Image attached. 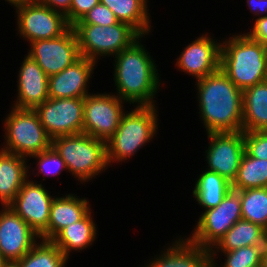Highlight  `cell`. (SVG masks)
<instances>
[{
	"instance_id": "1",
	"label": "cell",
	"mask_w": 267,
	"mask_h": 267,
	"mask_svg": "<svg viewBox=\"0 0 267 267\" xmlns=\"http://www.w3.org/2000/svg\"><path fill=\"white\" fill-rule=\"evenodd\" d=\"M196 81L207 133L243 131L242 90L220 68Z\"/></svg>"
},
{
	"instance_id": "2",
	"label": "cell",
	"mask_w": 267,
	"mask_h": 267,
	"mask_svg": "<svg viewBox=\"0 0 267 267\" xmlns=\"http://www.w3.org/2000/svg\"><path fill=\"white\" fill-rule=\"evenodd\" d=\"M137 39L115 56L114 81L117 96L138 106H154L159 84L157 66Z\"/></svg>"
},
{
	"instance_id": "3",
	"label": "cell",
	"mask_w": 267,
	"mask_h": 267,
	"mask_svg": "<svg viewBox=\"0 0 267 267\" xmlns=\"http://www.w3.org/2000/svg\"><path fill=\"white\" fill-rule=\"evenodd\" d=\"M220 69L242 91L261 83L267 74V48L247 34L231 37L221 43Z\"/></svg>"
},
{
	"instance_id": "4",
	"label": "cell",
	"mask_w": 267,
	"mask_h": 267,
	"mask_svg": "<svg viewBox=\"0 0 267 267\" xmlns=\"http://www.w3.org/2000/svg\"><path fill=\"white\" fill-rule=\"evenodd\" d=\"M66 163L67 169L82 182H88L108 167L106 142L85 133L59 136L51 145Z\"/></svg>"
},
{
	"instance_id": "5",
	"label": "cell",
	"mask_w": 267,
	"mask_h": 267,
	"mask_svg": "<svg viewBox=\"0 0 267 267\" xmlns=\"http://www.w3.org/2000/svg\"><path fill=\"white\" fill-rule=\"evenodd\" d=\"M157 110L154 106H137L124 113L116 132L106 142L108 165L132 156L156 133Z\"/></svg>"
},
{
	"instance_id": "6",
	"label": "cell",
	"mask_w": 267,
	"mask_h": 267,
	"mask_svg": "<svg viewBox=\"0 0 267 267\" xmlns=\"http://www.w3.org/2000/svg\"><path fill=\"white\" fill-rule=\"evenodd\" d=\"M80 56L96 62L98 56H116L142 36L130 25L118 22L109 26L75 24Z\"/></svg>"
},
{
	"instance_id": "7",
	"label": "cell",
	"mask_w": 267,
	"mask_h": 267,
	"mask_svg": "<svg viewBox=\"0 0 267 267\" xmlns=\"http://www.w3.org/2000/svg\"><path fill=\"white\" fill-rule=\"evenodd\" d=\"M5 119L7 142L1 149L26 158L51 147L52 139L34 109L13 107Z\"/></svg>"
},
{
	"instance_id": "8",
	"label": "cell",
	"mask_w": 267,
	"mask_h": 267,
	"mask_svg": "<svg viewBox=\"0 0 267 267\" xmlns=\"http://www.w3.org/2000/svg\"><path fill=\"white\" fill-rule=\"evenodd\" d=\"M241 219V191L231 189L217 207L202 213L189 239L201 247L211 249Z\"/></svg>"
},
{
	"instance_id": "9",
	"label": "cell",
	"mask_w": 267,
	"mask_h": 267,
	"mask_svg": "<svg viewBox=\"0 0 267 267\" xmlns=\"http://www.w3.org/2000/svg\"><path fill=\"white\" fill-rule=\"evenodd\" d=\"M15 7L18 14V32L30 43L57 38L71 27L62 13L36 0H27Z\"/></svg>"
},
{
	"instance_id": "10",
	"label": "cell",
	"mask_w": 267,
	"mask_h": 267,
	"mask_svg": "<svg viewBox=\"0 0 267 267\" xmlns=\"http://www.w3.org/2000/svg\"><path fill=\"white\" fill-rule=\"evenodd\" d=\"M34 110L51 139L83 133L84 98H48Z\"/></svg>"
},
{
	"instance_id": "11",
	"label": "cell",
	"mask_w": 267,
	"mask_h": 267,
	"mask_svg": "<svg viewBox=\"0 0 267 267\" xmlns=\"http://www.w3.org/2000/svg\"><path fill=\"white\" fill-rule=\"evenodd\" d=\"M122 104L118 96L106 93L85 96L83 133L107 142L120 125Z\"/></svg>"
},
{
	"instance_id": "12",
	"label": "cell",
	"mask_w": 267,
	"mask_h": 267,
	"mask_svg": "<svg viewBox=\"0 0 267 267\" xmlns=\"http://www.w3.org/2000/svg\"><path fill=\"white\" fill-rule=\"evenodd\" d=\"M30 46L28 55L48 77L63 71L81 57L73 27L57 38L37 40Z\"/></svg>"
},
{
	"instance_id": "13",
	"label": "cell",
	"mask_w": 267,
	"mask_h": 267,
	"mask_svg": "<svg viewBox=\"0 0 267 267\" xmlns=\"http://www.w3.org/2000/svg\"><path fill=\"white\" fill-rule=\"evenodd\" d=\"M207 135L211 142L206 151L208 170L216 172L232 184L245 153L244 132L208 133Z\"/></svg>"
},
{
	"instance_id": "14",
	"label": "cell",
	"mask_w": 267,
	"mask_h": 267,
	"mask_svg": "<svg viewBox=\"0 0 267 267\" xmlns=\"http://www.w3.org/2000/svg\"><path fill=\"white\" fill-rule=\"evenodd\" d=\"M52 201L42 184L26 180L9 207L40 235L48 227Z\"/></svg>"
},
{
	"instance_id": "15",
	"label": "cell",
	"mask_w": 267,
	"mask_h": 267,
	"mask_svg": "<svg viewBox=\"0 0 267 267\" xmlns=\"http://www.w3.org/2000/svg\"><path fill=\"white\" fill-rule=\"evenodd\" d=\"M38 237L39 234L11 207L4 206L0 211V253L5 260H20L32 249Z\"/></svg>"
},
{
	"instance_id": "16",
	"label": "cell",
	"mask_w": 267,
	"mask_h": 267,
	"mask_svg": "<svg viewBox=\"0 0 267 267\" xmlns=\"http://www.w3.org/2000/svg\"><path fill=\"white\" fill-rule=\"evenodd\" d=\"M221 44L203 35L189 44L177 59L179 69L201 79L220 68Z\"/></svg>"
},
{
	"instance_id": "17",
	"label": "cell",
	"mask_w": 267,
	"mask_h": 267,
	"mask_svg": "<svg viewBox=\"0 0 267 267\" xmlns=\"http://www.w3.org/2000/svg\"><path fill=\"white\" fill-rule=\"evenodd\" d=\"M95 64V61L81 56L63 71L49 76V98H84L89 95L86 86Z\"/></svg>"
},
{
	"instance_id": "18",
	"label": "cell",
	"mask_w": 267,
	"mask_h": 267,
	"mask_svg": "<svg viewBox=\"0 0 267 267\" xmlns=\"http://www.w3.org/2000/svg\"><path fill=\"white\" fill-rule=\"evenodd\" d=\"M18 98L13 107L35 109L49 98V77L28 54L18 75Z\"/></svg>"
},
{
	"instance_id": "19",
	"label": "cell",
	"mask_w": 267,
	"mask_h": 267,
	"mask_svg": "<svg viewBox=\"0 0 267 267\" xmlns=\"http://www.w3.org/2000/svg\"><path fill=\"white\" fill-rule=\"evenodd\" d=\"M147 267H212L211 250L187 240L175 241Z\"/></svg>"
},
{
	"instance_id": "20",
	"label": "cell",
	"mask_w": 267,
	"mask_h": 267,
	"mask_svg": "<svg viewBox=\"0 0 267 267\" xmlns=\"http://www.w3.org/2000/svg\"><path fill=\"white\" fill-rule=\"evenodd\" d=\"M88 202L73 194L53 198L48 227L39 235L40 239L52 240L63 228L81 220L89 211Z\"/></svg>"
},
{
	"instance_id": "21",
	"label": "cell",
	"mask_w": 267,
	"mask_h": 267,
	"mask_svg": "<svg viewBox=\"0 0 267 267\" xmlns=\"http://www.w3.org/2000/svg\"><path fill=\"white\" fill-rule=\"evenodd\" d=\"M27 158L0 150V202L9 206L27 180Z\"/></svg>"
},
{
	"instance_id": "22",
	"label": "cell",
	"mask_w": 267,
	"mask_h": 267,
	"mask_svg": "<svg viewBox=\"0 0 267 267\" xmlns=\"http://www.w3.org/2000/svg\"><path fill=\"white\" fill-rule=\"evenodd\" d=\"M243 132L267 131V83L242 91Z\"/></svg>"
},
{
	"instance_id": "23",
	"label": "cell",
	"mask_w": 267,
	"mask_h": 267,
	"mask_svg": "<svg viewBox=\"0 0 267 267\" xmlns=\"http://www.w3.org/2000/svg\"><path fill=\"white\" fill-rule=\"evenodd\" d=\"M266 238L267 231L261 226L244 219L238 220L210 249L211 259L214 261L213 256L216 254L213 248L229 252L244 246H264Z\"/></svg>"
},
{
	"instance_id": "24",
	"label": "cell",
	"mask_w": 267,
	"mask_h": 267,
	"mask_svg": "<svg viewBox=\"0 0 267 267\" xmlns=\"http://www.w3.org/2000/svg\"><path fill=\"white\" fill-rule=\"evenodd\" d=\"M89 211L81 220L63 228L51 241L69 258L71 250H82L92 245L96 237V226Z\"/></svg>"
},
{
	"instance_id": "25",
	"label": "cell",
	"mask_w": 267,
	"mask_h": 267,
	"mask_svg": "<svg viewBox=\"0 0 267 267\" xmlns=\"http://www.w3.org/2000/svg\"><path fill=\"white\" fill-rule=\"evenodd\" d=\"M108 7L119 22L133 27L142 37L149 33L147 0H100Z\"/></svg>"
},
{
	"instance_id": "26",
	"label": "cell",
	"mask_w": 267,
	"mask_h": 267,
	"mask_svg": "<svg viewBox=\"0 0 267 267\" xmlns=\"http://www.w3.org/2000/svg\"><path fill=\"white\" fill-rule=\"evenodd\" d=\"M231 189V183L224 177L207 170L199 176L193 195L198 203L207 210L217 207Z\"/></svg>"
},
{
	"instance_id": "27",
	"label": "cell",
	"mask_w": 267,
	"mask_h": 267,
	"mask_svg": "<svg viewBox=\"0 0 267 267\" xmlns=\"http://www.w3.org/2000/svg\"><path fill=\"white\" fill-rule=\"evenodd\" d=\"M231 185L236 191L267 188V159L252 157L245 151L237 176Z\"/></svg>"
},
{
	"instance_id": "28",
	"label": "cell",
	"mask_w": 267,
	"mask_h": 267,
	"mask_svg": "<svg viewBox=\"0 0 267 267\" xmlns=\"http://www.w3.org/2000/svg\"><path fill=\"white\" fill-rule=\"evenodd\" d=\"M67 260L51 240L42 239V242L38 245L35 243L19 261L21 267H65Z\"/></svg>"
},
{
	"instance_id": "29",
	"label": "cell",
	"mask_w": 267,
	"mask_h": 267,
	"mask_svg": "<svg viewBox=\"0 0 267 267\" xmlns=\"http://www.w3.org/2000/svg\"><path fill=\"white\" fill-rule=\"evenodd\" d=\"M242 219L267 231V188L241 190Z\"/></svg>"
},
{
	"instance_id": "30",
	"label": "cell",
	"mask_w": 267,
	"mask_h": 267,
	"mask_svg": "<svg viewBox=\"0 0 267 267\" xmlns=\"http://www.w3.org/2000/svg\"><path fill=\"white\" fill-rule=\"evenodd\" d=\"M264 246H244L229 252L226 255L225 263L222 267H262ZM212 267L215 261H212Z\"/></svg>"
},
{
	"instance_id": "31",
	"label": "cell",
	"mask_w": 267,
	"mask_h": 267,
	"mask_svg": "<svg viewBox=\"0 0 267 267\" xmlns=\"http://www.w3.org/2000/svg\"><path fill=\"white\" fill-rule=\"evenodd\" d=\"M31 157L38 158L39 172L44 175L60 174L64 168L67 169L66 163L52 146Z\"/></svg>"
},
{
	"instance_id": "32",
	"label": "cell",
	"mask_w": 267,
	"mask_h": 267,
	"mask_svg": "<svg viewBox=\"0 0 267 267\" xmlns=\"http://www.w3.org/2000/svg\"><path fill=\"white\" fill-rule=\"evenodd\" d=\"M244 142L250 156L267 159V131L244 132Z\"/></svg>"
},
{
	"instance_id": "33",
	"label": "cell",
	"mask_w": 267,
	"mask_h": 267,
	"mask_svg": "<svg viewBox=\"0 0 267 267\" xmlns=\"http://www.w3.org/2000/svg\"><path fill=\"white\" fill-rule=\"evenodd\" d=\"M118 22L119 21L115 17L114 13L104 4L99 2L76 24H95L101 26H109Z\"/></svg>"
},
{
	"instance_id": "34",
	"label": "cell",
	"mask_w": 267,
	"mask_h": 267,
	"mask_svg": "<svg viewBox=\"0 0 267 267\" xmlns=\"http://www.w3.org/2000/svg\"><path fill=\"white\" fill-rule=\"evenodd\" d=\"M100 0H72L70 12L65 16L68 24L72 27L88 13Z\"/></svg>"
},
{
	"instance_id": "35",
	"label": "cell",
	"mask_w": 267,
	"mask_h": 267,
	"mask_svg": "<svg viewBox=\"0 0 267 267\" xmlns=\"http://www.w3.org/2000/svg\"><path fill=\"white\" fill-rule=\"evenodd\" d=\"M247 35L267 48V16H259L254 22L252 31L248 32Z\"/></svg>"
},
{
	"instance_id": "36",
	"label": "cell",
	"mask_w": 267,
	"mask_h": 267,
	"mask_svg": "<svg viewBox=\"0 0 267 267\" xmlns=\"http://www.w3.org/2000/svg\"><path fill=\"white\" fill-rule=\"evenodd\" d=\"M36 1L43 3L46 6L50 7L52 10L62 13L64 16H66L70 12L72 0H36Z\"/></svg>"
},
{
	"instance_id": "37",
	"label": "cell",
	"mask_w": 267,
	"mask_h": 267,
	"mask_svg": "<svg viewBox=\"0 0 267 267\" xmlns=\"http://www.w3.org/2000/svg\"><path fill=\"white\" fill-rule=\"evenodd\" d=\"M248 7L251 12H255L254 15H264L267 16V0H247Z\"/></svg>"
},
{
	"instance_id": "38",
	"label": "cell",
	"mask_w": 267,
	"mask_h": 267,
	"mask_svg": "<svg viewBox=\"0 0 267 267\" xmlns=\"http://www.w3.org/2000/svg\"><path fill=\"white\" fill-rule=\"evenodd\" d=\"M2 267H21L19 260H6Z\"/></svg>"
},
{
	"instance_id": "39",
	"label": "cell",
	"mask_w": 267,
	"mask_h": 267,
	"mask_svg": "<svg viewBox=\"0 0 267 267\" xmlns=\"http://www.w3.org/2000/svg\"><path fill=\"white\" fill-rule=\"evenodd\" d=\"M262 267H267V238H266L265 245L263 247Z\"/></svg>"
},
{
	"instance_id": "40",
	"label": "cell",
	"mask_w": 267,
	"mask_h": 267,
	"mask_svg": "<svg viewBox=\"0 0 267 267\" xmlns=\"http://www.w3.org/2000/svg\"><path fill=\"white\" fill-rule=\"evenodd\" d=\"M27 0H7V2L13 4L14 6L20 5L23 2H26Z\"/></svg>"
},
{
	"instance_id": "41",
	"label": "cell",
	"mask_w": 267,
	"mask_h": 267,
	"mask_svg": "<svg viewBox=\"0 0 267 267\" xmlns=\"http://www.w3.org/2000/svg\"><path fill=\"white\" fill-rule=\"evenodd\" d=\"M5 261H6L5 258L0 253V267L3 266V264H4Z\"/></svg>"
}]
</instances>
